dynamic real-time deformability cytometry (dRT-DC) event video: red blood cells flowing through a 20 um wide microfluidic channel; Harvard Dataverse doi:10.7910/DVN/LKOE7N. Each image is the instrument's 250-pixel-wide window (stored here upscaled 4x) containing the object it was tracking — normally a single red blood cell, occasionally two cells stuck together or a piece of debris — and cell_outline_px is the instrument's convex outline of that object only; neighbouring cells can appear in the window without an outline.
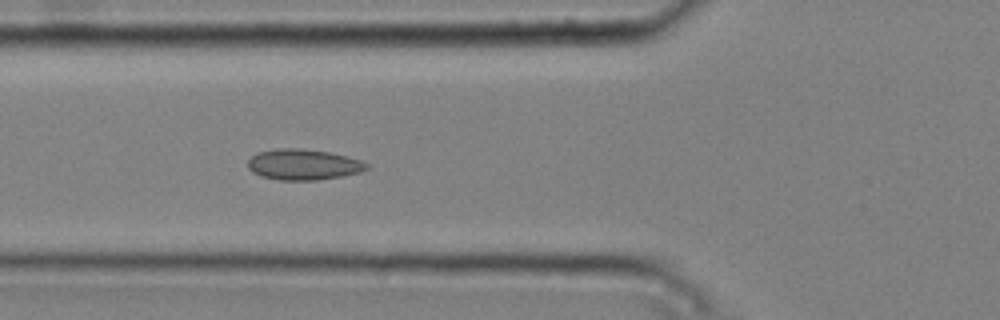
{"species": "common noctule bat (a hibernating species)", "species_latin": "Nyctalus noctula", "temperature_condition": "cold", "stored_images_in_passage": 6, "camera_frame_rate_fps": 3000, "um_per_image_px": 0.085, "animal": {"sex": "male", "body_mass_g": 20.4}, "frame": {"image": 1, "passage_image": 6, "time_ms": 1.667, "image_size_px": [1000, 320], "cell_outline_px": [[368, 168], [360, 172], [344, 176], [316, 180], [280, 180], [260, 176], [252, 172], [248, 168], [248, 160], [256, 152], [276, 148], [296, 148], [332, 152], [348, 156], [360, 160], [368, 164]], "centroid_in_image_um": [25.77, 13.98], "position_along_channel_um": 100.0, "area_um2": 21.5}}